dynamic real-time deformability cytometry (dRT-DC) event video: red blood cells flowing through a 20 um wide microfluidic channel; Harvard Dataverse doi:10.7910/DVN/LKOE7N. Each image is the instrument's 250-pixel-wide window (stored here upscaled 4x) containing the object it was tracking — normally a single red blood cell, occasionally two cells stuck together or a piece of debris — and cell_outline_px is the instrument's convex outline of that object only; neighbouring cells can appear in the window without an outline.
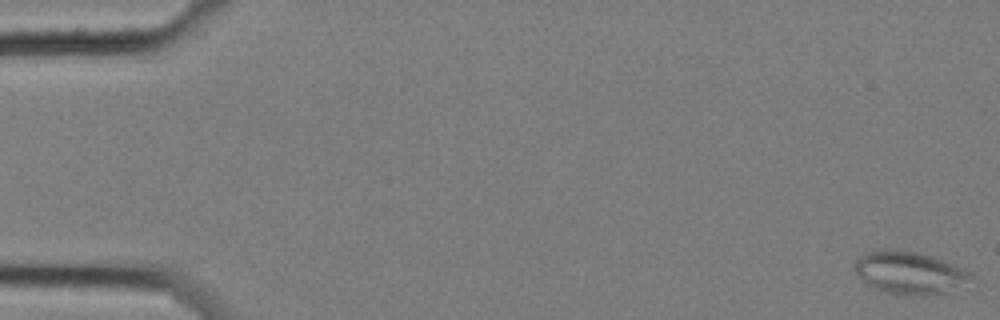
{"species": "common noctule bat (a hibernating species)", "species_latin": "Nyctalus noctula", "temperature_condition": "cold", "stored_images_in_passage": 6, "camera_frame_rate_fps": 3000, "um_per_image_px": 0.085, "animal": {"sex": "female", "body_mass_g": 25.1}, "frame": {"image": 1, "passage_image": 1, "time_ms": 0.0, "image_size_px": [1000, 320], "cell_outline_px": [[976, 280], [944, 292], [924, 296], [908, 296], [884, 292], [872, 288], [864, 284], [860, 280], [852, 268], [852, 264], [864, 252], [916, 252], [932, 256], [944, 260], [968, 272]], "centroid_in_image_um": [77.26, 23.24], "position_along_channel_um": 7.7, "area_um2": 28.61}}